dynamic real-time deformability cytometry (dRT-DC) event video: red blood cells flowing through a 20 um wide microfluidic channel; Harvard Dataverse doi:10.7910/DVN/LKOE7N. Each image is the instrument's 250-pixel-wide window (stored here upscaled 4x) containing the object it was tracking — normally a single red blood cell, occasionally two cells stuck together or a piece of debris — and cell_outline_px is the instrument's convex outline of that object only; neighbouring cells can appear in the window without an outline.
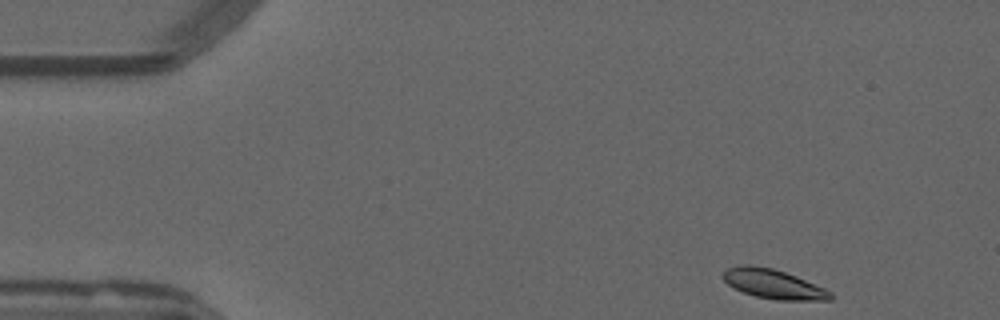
{"species": "common noctule bat (a hibernating species)", "species_latin": "Nyctalus noctula", "temperature_condition": "warm", "stored_images_in_passage": 49, "camera_frame_rate_fps": 3000, "um_per_image_px": 0.085, "animal": {"sex": "male", "forearm_length_mm": 52.5}, "frame": {"image": 1, "passage_image": 1, "time_ms": 0.0, "image_size_px": [1000, 320], "cell_outline_px": [[832, 300], [776, 300], [756, 296], [744, 292], [728, 284], [724, 280], [724, 272], [728, 268], [740, 264], [752, 264], [772, 268], [796, 276], [824, 288], [832, 292]], "centroid_in_image_um": [65.75, 24.13], "position_along_channel_um": 19.3, "area_um2": 18.21}}
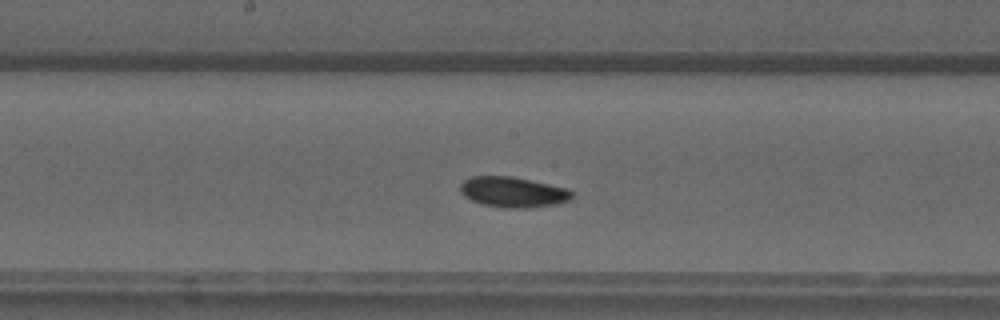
{"frame": {"image": 2, "passage_image": 23, "time_ms": 7.333, "image_size_px": [1000, 320], "cell_outline_px": [[572, 200], [560, 204], [528, 208], [504, 208], [480, 204], [464, 196], [460, 192], [460, 184], [464, 180], [472, 176], [512, 176], [568, 188], [572, 192]], "centroid_in_image_um": [43.62, 16.34], "position_along_channel_um": 204.6, "area_um2": 20.11}}
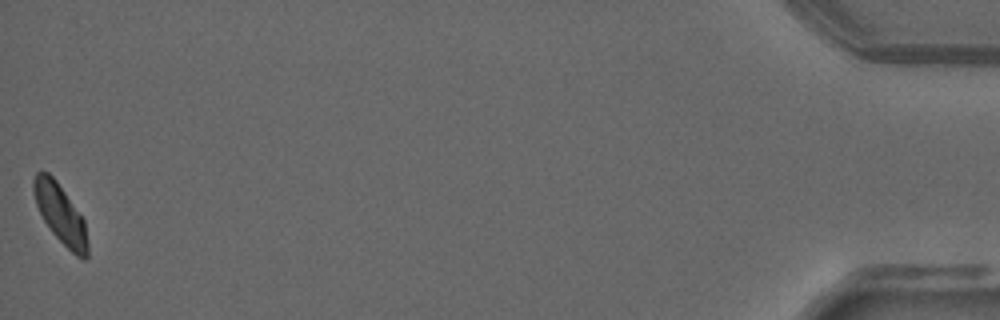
{"frame": {"image": 3, "passage_image": 49, "time_ms": 16.0, "image_size_px": [1000, 320], "cell_outline_px": [[88, 256], [84, 260], [76, 256], [52, 232], [44, 220], [36, 204], [32, 192], [32, 180], [36, 172], [48, 172], [56, 180], [84, 220], [88, 244]], "centroid_in_image_um": [5.12, 18.18], "position_along_channel_um": 430.1, "area_um2": 18.38}, "authors_computed_cell_mechanics": {"area_um2": 19.074, "velocity_mm_per_s": 3.7822, "shape_relaxation_time_tau1_ms": 3.2762, "shape_relaxation_time_tau2_ms": 6.1385, "deformation_change_tau1": 0.111, "deformation_change_tau2": 0.0956}}